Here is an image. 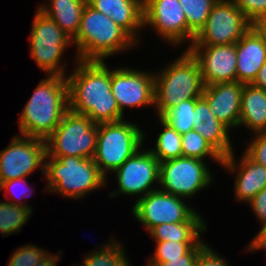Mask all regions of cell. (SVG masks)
<instances>
[{"mask_svg": "<svg viewBox=\"0 0 266 266\" xmlns=\"http://www.w3.org/2000/svg\"><path fill=\"white\" fill-rule=\"evenodd\" d=\"M167 66L154 75V105L159 117L183 101L202 97L204 89L199 63L188 49Z\"/></svg>", "mask_w": 266, "mask_h": 266, "instance_id": "277c9868", "label": "cell"}, {"mask_svg": "<svg viewBox=\"0 0 266 266\" xmlns=\"http://www.w3.org/2000/svg\"><path fill=\"white\" fill-rule=\"evenodd\" d=\"M194 130L201 134L223 158L233 152L228 133L230 129L219 120H206L200 125H194Z\"/></svg>", "mask_w": 266, "mask_h": 266, "instance_id": "d4e9b609", "label": "cell"}, {"mask_svg": "<svg viewBox=\"0 0 266 266\" xmlns=\"http://www.w3.org/2000/svg\"><path fill=\"white\" fill-rule=\"evenodd\" d=\"M31 207L15 205L8 201L0 202V233L9 236L20 232L32 214Z\"/></svg>", "mask_w": 266, "mask_h": 266, "instance_id": "83f0119b", "label": "cell"}, {"mask_svg": "<svg viewBox=\"0 0 266 266\" xmlns=\"http://www.w3.org/2000/svg\"><path fill=\"white\" fill-rule=\"evenodd\" d=\"M61 250L58 254H49L47 253L37 264L34 266H56L57 262L60 260ZM60 254V255H59Z\"/></svg>", "mask_w": 266, "mask_h": 266, "instance_id": "60d3db41", "label": "cell"}, {"mask_svg": "<svg viewBox=\"0 0 266 266\" xmlns=\"http://www.w3.org/2000/svg\"><path fill=\"white\" fill-rule=\"evenodd\" d=\"M196 99H189L179 105L168 109L160 118L179 134H184L194 129L193 121H196L194 114Z\"/></svg>", "mask_w": 266, "mask_h": 266, "instance_id": "f1b7e54d", "label": "cell"}, {"mask_svg": "<svg viewBox=\"0 0 266 266\" xmlns=\"http://www.w3.org/2000/svg\"><path fill=\"white\" fill-rule=\"evenodd\" d=\"M68 83L69 109L87 115L95 124L123 120L124 114L111 92V70L104 61L76 60Z\"/></svg>", "mask_w": 266, "mask_h": 266, "instance_id": "6da1fadb", "label": "cell"}, {"mask_svg": "<svg viewBox=\"0 0 266 266\" xmlns=\"http://www.w3.org/2000/svg\"><path fill=\"white\" fill-rule=\"evenodd\" d=\"M181 137L183 156L201 160H204L208 156L222 165L224 158L197 131L194 129L190 130L181 134Z\"/></svg>", "mask_w": 266, "mask_h": 266, "instance_id": "f546056e", "label": "cell"}, {"mask_svg": "<svg viewBox=\"0 0 266 266\" xmlns=\"http://www.w3.org/2000/svg\"><path fill=\"white\" fill-rule=\"evenodd\" d=\"M134 217L149 232L163 223L187 222L197 211L188 207L181 197L156 189L136 200Z\"/></svg>", "mask_w": 266, "mask_h": 266, "instance_id": "7c38bea8", "label": "cell"}, {"mask_svg": "<svg viewBox=\"0 0 266 266\" xmlns=\"http://www.w3.org/2000/svg\"><path fill=\"white\" fill-rule=\"evenodd\" d=\"M50 4L37 7L72 39L77 35L87 0H48Z\"/></svg>", "mask_w": 266, "mask_h": 266, "instance_id": "7402d4cb", "label": "cell"}, {"mask_svg": "<svg viewBox=\"0 0 266 266\" xmlns=\"http://www.w3.org/2000/svg\"><path fill=\"white\" fill-rule=\"evenodd\" d=\"M266 42V14L258 17L251 26Z\"/></svg>", "mask_w": 266, "mask_h": 266, "instance_id": "ab89813d", "label": "cell"}, {"mask_svg": "<svg viewBox=\"0 0 266 266\" xmlns=\"http://www.w3.org/2000/svg\"><path fill=\"white\" fill-rule=\"evenodd\" d=\"M48 251L37 247L36 245L28 244L19 247L11 255L7 266H34L37 264Z\"/></svg>", "mask_w": 266, "mask_h": 266, "instance_id": "1f68e13d", "label": "cell"}, {"mask_svg": "<svg viewBox=\"0 0 266 266\" xmlns=\"http://www.w3.org/2000/svg\"><path fill=\"white\" fill-rule=\"evenodd\" d=\"M97 136L98 124L87 115L69 109L57 128L45 140L47 155L93 158Z\"/></svg>", "mask_w": 266, "mask_h": 266, "instance_id": "52a82bcc", "label": "cell"}, {"mask_svg": "<svg viewBox=\"0 0 266 266\" xmlns=\"http://www.w3.org/2000/svg\"><path fill=\"white\" fill-rule=\"evenodd\" d=\"M246 126L250 132H266V91L243 84L239 126Z\"/></svg>", "mask_w": 266, "mask_h": 266, "instance_id": "44dd1931", "label": "cell"}, {"mask_svg": "<svg viewBox=\"0 0 266 266\" xmlns=\"http://www.w3.org/2000/svg\"><path fill=\"white\" fill-rule=\"evenodd\" d=\"M252 23L266 14V0H231Z\"/></svg>", "mask_w": 266, "mask_h": 266, "instance_id": "836d02e7", "label": "cell"}, {"mask_svg": "<svg viewBox=\"0 0 266 266\" xmlns=\"http://www.w3.org/2000/svg\"><path fill=\"white\" fill-rule=\"evenodd\" d=\"M187 49L199 63L204 86L237 81L236 43L189 45Z\"/></svg>", "mask_w": 266, "mask_h": 266, "instance_id": "2e32d148", "label": "cell"}, {"mask_svg": "<svg viewBox=\"0 0 266 266\" xmlns=\"http://www.w3.org/2000/svg\"><path fill=\"white\" fill-rule=\"evenodd\" d=\"M136 124L124 120L98 124L96 151L93 161L106 178L142 148L145 133Z\"/></svg>", "mask_w": 266, "mask_h": 266, "instance_id": "8992f818", "label": "cell"}, {"mask_svg": "<svg viewBox=\"0 0 266 266\" xmlns=\"http://www.w3.org/2000/svg\"><path fill=\"white\" fill-rule=\"evenodd\" d=\"M76 45V59L104 61L106 57L131 49L139 44L109 16L86 4L77 35L72 39Z\"/></svg>", "mask_w": 266, "mask_h": 266, "instance_id": "3957f363", "label": "cell"}, {"mask_svg": "<svg viewBox=\"0 0 266 266\" xmlns=\"http://www.w3.org/2000/svg\"><path fill=\"white\" fill-rule=\"evenodd\" d=\"M154 75L128 67L111 70V92L122 114L124 108L154 105Z\"/></svg>", "mask_w": 266, "mask_h": 266, "instance_id": "5bb4252c", "label": "cell"}, {"mask_svg": "<svg viewBox=\"0 0 266 266\" xmlns=\"http://www.w3.org/2000/svg\"><path fill=\"white\" fill-rule=\"evenodd\" d=\"M259 249H266V241H250L247 250L254 251Z\"/></svg>", "mask_w": 266, "mask_h": 266, "instance_id": "7bdbcfd3", "label": "cell"}, {"mask_svg": "<svg viewBox=\"0 0 266 266\" xmlns=\"http://www.w3.org/2000/svg\"><path fill=\"white\" fill-rule=\"evenodd\" d=\"M10 142L7 148L0 151V184L17 178H27L26 176L38 168L45 175V140L15 135Z\"/></svg>", "mask_w": 266, "mask_h": 266, "instance_id": "8fae6325", "label": "cell"}, {"mask_svg": "<svg viewBox=\"0 0 266 266\" xmlns=\"http://www.w3.org/2000/svg\"><path fill=\"white\" fill-rule=\"evenodd\" d=\"M243 84L237 81L206 85L202 97L213 115L229 129L239 126Z\"/></svg>", "mask_w": 266, "mask_h": 266, "instance_id": "e0dca14e", "label": "cell"}, {"mask_svg": "<svg viewBox=\"0 0 266 266\" xmlns=\"http://www.w3.org/2000/svg\"><path fill=\"white\" fill-rule=\"evenodd\" d=\"M252 85L266 91V62L260 68L257 77L253 81Z\"/></svg>", "mask_w": 266, "mask_h": 266, "instance_id": "b9f144b4", "label": "cell"}, {"mask_svg": "<svg viewBox=\"0 0 266 266\" xmlns=\"http://www.w3.org/2000/svg\"><path fill=\"white\" fill-rule=\"evenodd\" d=\"M118 188L109 193L110 198L117 194L140 195L142 198L157 188H151L153 183H159L160 162L149 151L141 148L128 158L117 170Z\"/></svg>", "mask_w": 266, "mask_h": 266, "instance_id": "4fadbf2b", "label": "cell"}, {"mask_svg": "<svg viewBox=\"0 0 266 266\" xmlns=\"http://www.w3.org/2000/svg\"><path fill=\"white\" fill-rule=\"evenodd\" d=\"M254 134L244 153L255 163L266 167V132Z\"/></svg>", "mask_w": 266, "mask_h": 266, "instance_id": "d6a6232c", "label": "cell"}, {"mask_svg": "<svg viewBox=\"0 0 266 266\" xmlns=\"http://www.w3.org/2000/svg\"><path fill=\"white\" fill-rule=\"evenodd\" d=\"M252 26L231 0H218L191 45L235 44Z\"/></svg>", "mask_w": 266, "mask_h": 266, "instance_id": "30bf717a", "label": "cell"}, {"mask_svg": "<svg viewBox=\"0 0 266 266\" xmlns=\"http://www.w3.org/2000/svg\"><path fill=\"white\" fill-rule=\"evenodd\" d=\"M29 39L31 58L38 67L47 75L66 77V64H61L60 61L67 46L73 43L72 38L38 8L34 14Z\"/></svg>", "mask_w": 266, "mask_h": 266, "instance_id": "ba28073f", "label": "cell"}, {"mask_svg": "<svg viewBox=\"0 0 266 266\" xmlns=\"http://www.w3.org/2000/svg\"><path fill=\"white\" fill-rule=\"evenodd\" d=\"M95 10L109 16L136 42L143 25V0H87ZM137 37V38H136Z\"/></svg>", "mask_w": 266, "mask_h": 266, "instance_id": "ffe728a7", "label": "cell"}, {"mask_svg": "<svg viewBox=\"0 0 266 266\" xmlns=\"http://www.w3.org/2000/svg\"><path fill=\"white\" fill-rule=\"evenodd\" d=\"M26 179L27 178H17V179H13V180H10V181H5V182H2L1 184H0V191L1 190H4V189H6L5 190V195H6V197H7V195L8 196H14L15 197V199L17 198V200L15 201H9V203H12V204H15V205H21V206H24V207H31V206H29V205H27V204H25V202H22L21 200H20V198H22V197H24V198H27V195H29L30 194V192H29V186H27L26 184L28 183L27 181H26ZM26 183V184H25ZM24 185H26V186H24ZM20 186H24L22 189H24V190H20L19 189V187ZM18 190V191H16V190ZM7 192H8V194H7ZM11 192H15L14 194H18L19 196H17V195H14L13 193L11 194ZM16 192H18V193H16ZM21 196V197H20Z\"/></svg>", "mask_w": 266, "mask_h": 266, "instance_id": "d590c367", "label": "cell"}, {"mask_svg": "<svg viewBox=\"0 0 266 266\" xmlns=\"http://www.w3.org/2000/svg\"><path fill=\"white\" fill-rule=\"evenodd\" d=\"M207 225L196 212L187 222L163 223L152 228L148 233L155 240L174 242H200V233L206 231Z\"/></svg>", "mask_w": 266, "mask_h": 266, "instance_id": "603a6c76", "label": "cell"}, {"mask_svg": "<svg viewBox=\"0 0 266 266\" xmlns=\"http://www.w3.org/2000/svg\"><path fill=\"white\" fill-rule=\"evenodd\" d=\"M69 110L66 77L42 79L19 116L20 134L46 140Z\"/></svg>", "mask_w": 266, "mask_h": 266, "instance_id": "7a4b0ae2", "label": "cell"}, {"mask_svg": "<svg viewBox=\"0 0 266 266\" xmlns=\"http://www.w3.org/2000/svg\"><path fill=\"white\" fill-rule=\"evenodd\" d=\"M46 191L63 197H84L89 192L105 187L106 179L93 158L74 156H46Z\"/></svg>", "mask_w": 266, "mask_h": 266, "instance_id": "5b68a950", "label": "cell"}, {"mask_svg": "<svg viewBox=\"0 0 266 266\" xmlns=\"http://www.w3.org/2000/svg\"><path fill=\"white\" fill-rule=\"evenodd\" d=\"M207 246L201 240L195 245L187 254L180 256V258L168 259L162 263H147V266H195L199 253Z\"/></svg>", "mask_w": 266, "mask_h": 266, "instance_id": "e575fe53", "label": "cell"}, {"mask_svg": "<svg viewBox=\"0 0 266 266\" xmlns=\"http://www.w3.org/2000/svg\"><path fill=\"white\" fill-rule=\"evenodd\" d=\"M252 241H266V224L261 227V230H259L257 235L252 239Z\"/></svg>", "mask_w": 266, "mask_h": 266, "instance_id": "ee69618b", "label": "cell"}, {"mask_svg": "<svg viewBox=\"0 0 266 266\" xmlns=\"http://www.w3.org/2000/svg\"><path fill=\"white\" fill-rule=\"evenodd\" d=\"M188 24V40L192 42L205 26L208 15L218 0H178Z\"/></svg>", "mask_w": 266, "mask_h": 266, "instance_id": "cb8c5ba5", "label": "cell"}, {"mask_svg": "<svg viewBox=\"0 0 266 266\" xmlns=\"http://www.w3.org/2000/svg\"><path fill=\"white\" fill-rule=\"evenodd\" d=\"M204 160L181 156L160 163L159 184L162 191L190 199L208 187L213 176ZM163 189H162V188Z\"/></svg>", "mask_w": 266, "mask_h": 266, "instance_id": "9c48e42d", "label": "cell"}, {"mask_svg": "<svg viewBox=\"0 0 266 266\" xmlns=\"http://www.w3.org/2000/svg\"><path fill=\"white\" fill-rule=\"evenodd\" d=\"M199 242H156L155 253L147 263H162L168 259L180 258L187 254Z\"/></svg>", "mask_w": 266, "mask_h": 266, "instance_id": "4dcf8cb0", "label": "cell"}, {"mask_svg": "<svg viewBox=\"0 0 266 266\" xmlns=\"http://www.w3.org/2000/svg\"><path fill=\"white\" fill-rule=\"evenodd\" d=\"M110 240L98 250L91 251L92 253L84 258L81 266H131L122 243L116 242L115 239Z\"/></svg>", "mask_w": 266, "mask_h": 266, "instance_id": "4316f807", "label": "cell"}, {"mask_svg": "<svg viewBox=\"0 0 266 266\" xmlns=\"http://www.w3.org/2000/svg\"><path fill=\"white\" fill-rule=\"evenodd\" d=\"M234 154L233 151L225 157L222 166L231 173L238 171L234 185L235 198L242 203H249L257 193L266 187V167L255 163L245 153L242 154L243 157L238 163L235 161Z\"/></svg>", "mask_w": 266, "mask_h": 266, "instance_id": "ac0fdd59", "label": "cell"}, {"mask_svg": "<svg viewBox=\"0 0 266 266\" xmlns=\"http://www.w3.org/2000/svg\"><path fill=\"white\" fill-rule=\"evenodd\" d=\"M143 25H149L171 45L188 40V24L178 0H143Z\"/></svg>", "mask_w": 266, "mask_h": 266, "instance_id": "9a60e30c", "label": "cell"}, {"mask_svg": "<svg viewBox=\"0 0 266 266\" xmlns=\"http://www.w3.org/2000/svg\"><path fill=\"white\" fill-rule=\"evenodd\" d=\"M195 266H229L210 246H206L198 255Z\"/></svg>", "mask_w": 266, "mask_h": 266, "instance_id": "8d00e7d4", "label": "cell"}, {"mask_svg": "<svg viewBox=\"0 0 266 266\" xmlns=\"http://www.w3.org/2000/svg\"><path fill=\"white\" fill-rule=\"evenodd\" d=\"M237 82L252 84L266 62V42L251 27L237 42Z\"/></svg>", "mask_w": 266, "mask_h": 266, "instance_id": "d6986e66", "label": "cell"}, {"mask_svg": "<svg viewBox=\"0 0 266 266\" xmlns=\"http://www.w3.org/2000/svg\"><path fill=\"white\" fill-rule=\"evenodd\" d=\"M160 124L163 126V131L157 136L156 147L149 151L161 163L166 160L179 158L182 153V137L176 130L166 124L160 117Z\"/></svg>", "mask_w": 266, "mask_h": 266, "instance_id": "484cf974", "label": "cell"}, {"mask_svg": "<svg viewBox=\"0 0 266 266\" xmlns=\"http://www.w3.org/2000/svg\"><path fill=\"white\" fill-rule=\"evenodd\" d=\"M194 114H196V121H193L194 125H200L206 120H218L203 97L196 99Z\"/></svg>", "mask_w": 266, "mask_h": 266, "instance_id": "f35d334b", "label": "cell"}, {"mask_svg": "<svg viewBox=\"0 0 266 266\" xmlns=\"http://www.w3.org/2000/svg\"><path fill=\"white\" fill-rule=\"evenodd\" d=\"M249 204L263 227L266 224V187L257 193Z\"/></svg>", "mask_w": 266, "mask_h": 266, "instance_id": "74e56055", "label": "cell"}]
</instances>
